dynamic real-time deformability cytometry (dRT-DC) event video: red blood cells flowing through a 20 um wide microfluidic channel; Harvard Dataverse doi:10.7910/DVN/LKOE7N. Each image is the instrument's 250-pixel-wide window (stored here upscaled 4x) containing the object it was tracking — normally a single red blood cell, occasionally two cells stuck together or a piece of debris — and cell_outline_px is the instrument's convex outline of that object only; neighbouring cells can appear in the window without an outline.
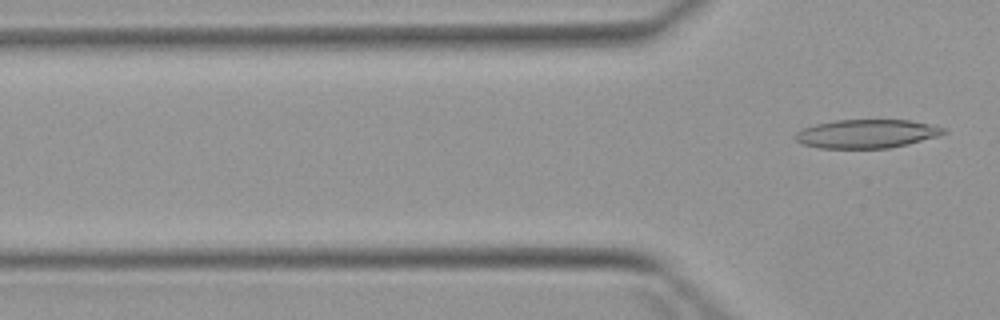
{"species": "Egyptian fruit bat (a non-hibernating species)", "species_latin": "Rousettus aegyptiacus", "temperature_condition": "warm", "stored_images_in_passage": 4, "camera_frame_rate_fps": 3000, "um_per_image_px": 0.085, "animal": {"sex": "female"}, "frame": {"image": 1, "passage_image": 4, "time_ms": 4.333, "image_size_px": [1000, 320], "cell_outline_px": [[948, 132], [936, 136], [908, 144], [888, 148], [820, 148], [800, 144], [792, 136], [796, 132], [804, 128], [816, 124], [836, 120], [912, 120], [948, 128]], "centroid_in_image_um": [73.66, 11.37], "position_along_channel_um": 52.1, "area_um2": 24.85}}